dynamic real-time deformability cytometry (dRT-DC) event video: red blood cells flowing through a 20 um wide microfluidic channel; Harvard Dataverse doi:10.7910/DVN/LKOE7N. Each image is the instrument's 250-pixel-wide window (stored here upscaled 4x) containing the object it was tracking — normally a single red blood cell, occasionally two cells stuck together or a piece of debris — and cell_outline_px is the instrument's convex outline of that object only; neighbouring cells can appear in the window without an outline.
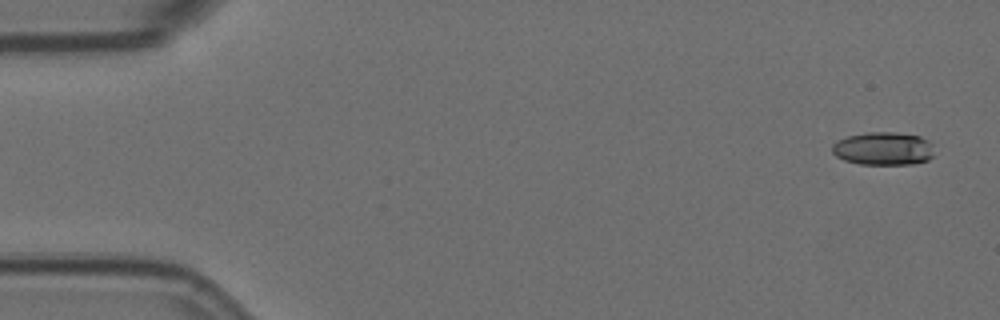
{"species": "Egyptian fruit bat (a non-hibernating species)", "species_latin": "Rousettus aegyptiacus", "temperature_condition": "room temperature", "stored_images_in_passage": 6, "segment_of_instrument_passage": [1, 2], "camera_frame_rate_fps": 3000, "um_per_image_px": 0.085, "animal": {"sex": "female"}, "frame": {"image": 1, "passage_image": 1, "time_ms": 0.0, "image_size_px": [1000, 320], "cell_outline_px": [[932, 156], [928, 160], [912, 164], [860, 164], [844, 160], [836, 156], [832, 152], [832, 144], [836, 140], [848, 136], [868, 132], [892, 132], [920, 136], [928, 140], [932, 144]], "centroid_in_image_um": [75.06, 12.63], "position_along_channel_um": 9.9, "area_um2": 19.71}}